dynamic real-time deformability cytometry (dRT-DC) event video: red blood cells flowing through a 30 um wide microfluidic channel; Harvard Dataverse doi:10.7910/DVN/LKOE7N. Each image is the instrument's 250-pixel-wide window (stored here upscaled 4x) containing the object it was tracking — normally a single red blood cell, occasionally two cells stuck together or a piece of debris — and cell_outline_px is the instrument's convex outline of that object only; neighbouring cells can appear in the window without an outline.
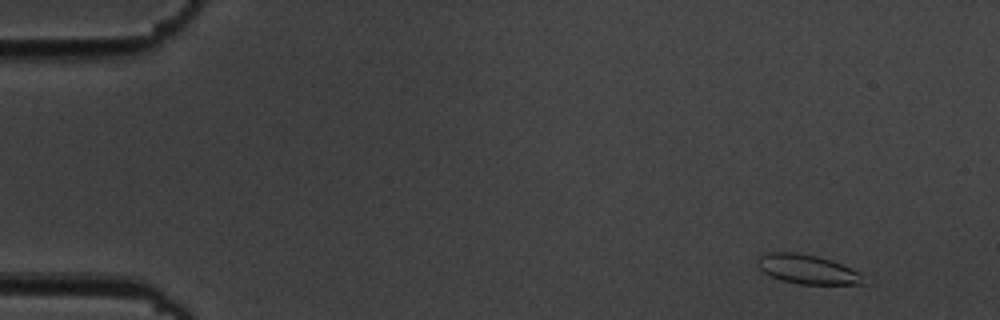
{"species": "common noctule bat (a hibernating species)", "species_latin": "Nyctalus noctula", "temperature_condition": "cold", "stored_images_in_passage": 7, "camera_frame_rate_fps": 3000, "um_per_image_px": 0.085, "animal": {"sex": "male", "body_mass_g": 19.5, "forearm_length_mm": 54.6}, "frame": {"image": 1, "passage_image": 1, "time_ms": 0.0, "image_size_px": [1000, 320], "cell_outline_px": [[864, 284], [796, 284], [780, 280], [768, 276], [756, 264], [756, 260], [760, 256], [768, 252], [796, 252], [816, 256], [832, 260], [852, 268], [860, 272], [864, 276]], "centroid_in_image_um": [68.62, 22.89], "position_along_channel_um": 16.4, "area_um2": 18.32}}
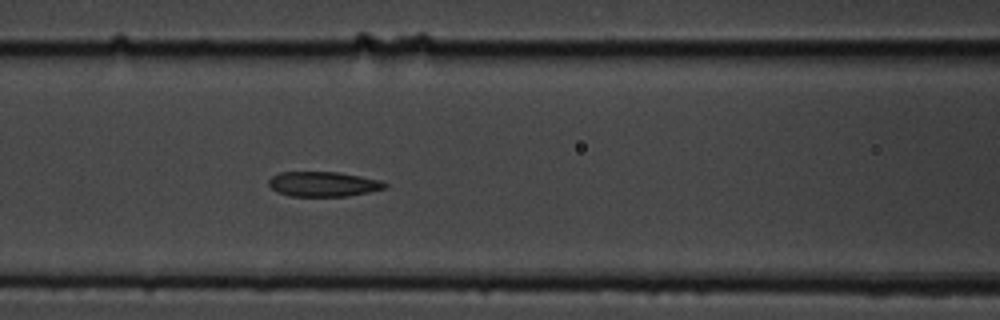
{"frame": {"image": 2, "passage_image": 7, "time_ms": 6.667, "image_size_px": [1000, 320], "cell_outline_px": [[388, 184], [384, 188], [368, 192], [348, 196], [288, 196], [276, 192], [268, 184], [268, 180], [272, 176], [280, 172], [340, 172], [380, 180]], "centroid_in_image_um": [27.44, 15.64], "position_along_channel_um": 139.2, "area_um2": 16.88}}